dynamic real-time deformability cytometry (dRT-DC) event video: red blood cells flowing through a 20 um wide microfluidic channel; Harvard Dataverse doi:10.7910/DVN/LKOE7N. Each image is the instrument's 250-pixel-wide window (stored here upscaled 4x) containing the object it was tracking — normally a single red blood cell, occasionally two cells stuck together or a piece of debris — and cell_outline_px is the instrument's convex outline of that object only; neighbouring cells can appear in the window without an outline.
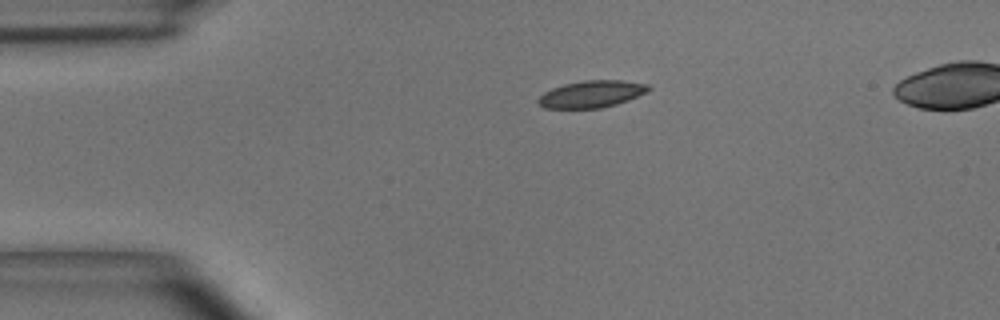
{"species": "common noctule bat (a hibernating species)", "species_latin": "Nyctalus noctula", "temperature_condition": "room temperature", "stored_images_in_passage": 3, "camera_frame_rate_fps": 3000, "um_per_image_px": 0.085, "animal": {"sex": "male", "body_mass_g": 15.6}, "frame": {"image": 1, "passage_image": 1, "time_ms": 0.0, "image_size_px": [1000, 320], "cell_outline_px": [[652, 88], [648, 92], [628, 100], [616, 104], [600, 108], [544, 108], [536, 100], [544, 92], [552, 88], [564, 84], [584, 80], [620, 80], [648, 84]], "centroid_in_image_um": [50.3, 7.99], "position_along_channel_um": 34.7, "area_um2": 17.34}}